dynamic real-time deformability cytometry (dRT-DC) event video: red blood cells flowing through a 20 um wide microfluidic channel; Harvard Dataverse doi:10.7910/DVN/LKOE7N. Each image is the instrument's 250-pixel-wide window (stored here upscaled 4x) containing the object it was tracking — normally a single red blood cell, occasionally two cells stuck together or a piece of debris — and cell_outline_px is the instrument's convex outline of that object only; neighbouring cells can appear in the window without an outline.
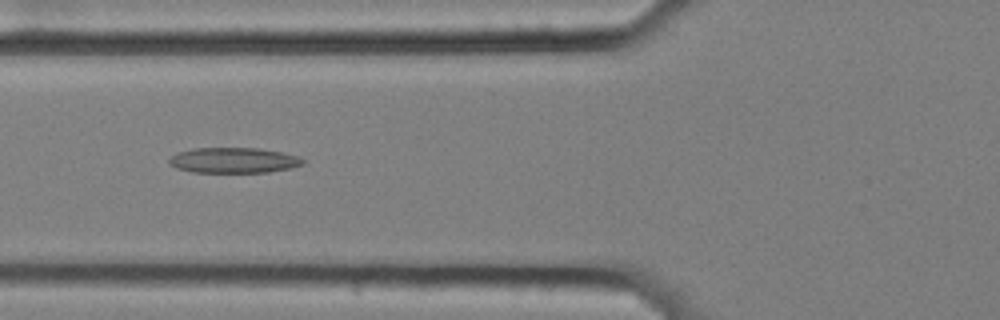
{"species": "common noctule bat (a hibernating species)", "species_latin": "Nyctalus noctula", "temperature_condition": "cold", "stored_images_in_passage": 47, "camera_frame_rate_fps": 3000, "um_per_image_px": 0.085, "animal": {"sex": "female", "body_mass_g": 25.1}, "frame": {"image": 1, "passage_image": 11, "time_ms": 3.333, "image_size_px": [1000, 320], "cell_outline_px": [[304, 164], [288, 168], [268, 172], [192, 172], [176, 168], [168, 164], [168, 160], [176, 152], [192, 148], [260, 148], [280, 152], [296, 156], [304, 160]], "centroid_in_image_um": [19.79, 13.62], "position_along_channel_um": 106.0, "area_um2": 19.77}}
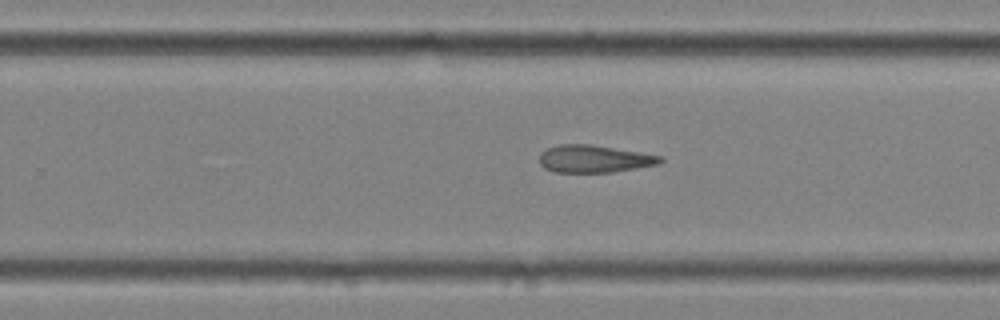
{"frame": {"image": 2, "passage_image": 26, "time_ms": 8.333, "image_size_px": [1000, 320], "cell_outline_px": [[664, 160], [660, 164], [612, 172], [556, 172], [544, 168], [540, 164], [540, 152], [548, 148], [560, 144], [588, 144], [640, 152], [664, 156]], "centroid_in_image_um": [50.53, 13.5], "position_along_channel_um": 279.3, "area_um2": 19.31}}
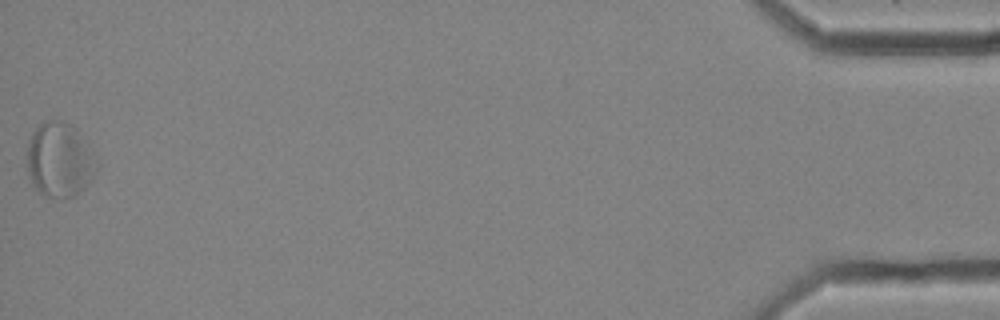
{"frame": {"image": 3, "passage_image": 47, "time_ms": 15.333, "image_size_px": [1000, 320], "cell_outline_px": [[100, 164], [92, 180], [84, 188], [72, 196], [44, 196], [32, 184], [28, 176], [28, 140], [32, 132], [44, 120], [60, 120], [72, 124], [76, 128]], "centroid_in_image_um": [5.08, 13.56], "position_along_channel_um": 430.1, "area_um2": 30.29}, "authors_computed_cell_mechanics": {"area_um2": 20.3456, "velocity_mm_per_s": 3.4696, "shape_relaxation_time_tau1_ms": null, "shape_relaxation_time_tau2_ms": 3.672, "deformation_change_tau1": null, "deformation_change_tau2": 0.1159}}